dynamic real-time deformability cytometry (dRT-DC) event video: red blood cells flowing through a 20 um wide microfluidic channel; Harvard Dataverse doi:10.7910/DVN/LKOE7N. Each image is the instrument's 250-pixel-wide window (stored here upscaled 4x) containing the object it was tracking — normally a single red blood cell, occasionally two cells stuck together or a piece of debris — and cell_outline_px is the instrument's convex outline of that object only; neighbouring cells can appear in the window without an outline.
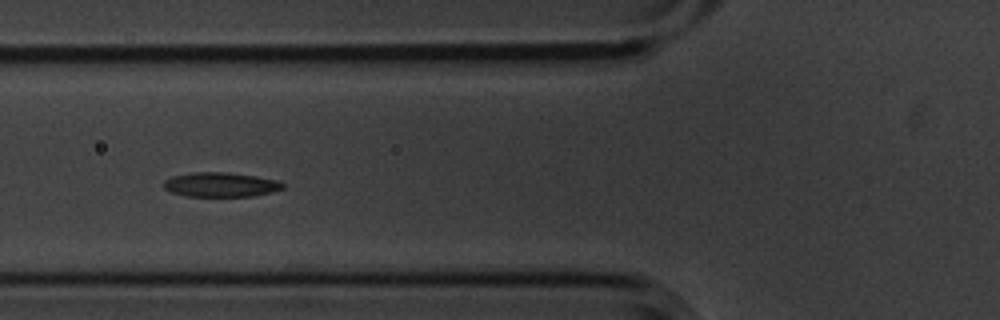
{"species": "common noctule bat (a hibernating species)", "species_latin": "Nyctalus noctula", "temperature_condition": "cold", "stored_images_in_passage": 8, "camera_frame_rate_fps": 3000, "um_per_image_px": 0.085, "animal": {"sex": "male", "body_mass_g": 20.1, "forearm_length_mm": 53.5}, "frame": {"image": 1, "passage_image": 6, "time_ms": 1.667, "image_size_px": [1000, 320], "cell_outline_px": [[284, 188], [272, 192], [252, 196], [184, 196], [172, 192], [164, 188], [164, 180], [172, 176], [192, 172], [228, 172], [256, 176], [276, 180], [284, 184]], "centroid_in_image_um": [18.75, 15.69], "position_along_channel_um": 107.1, "area_um2": 16.99}}
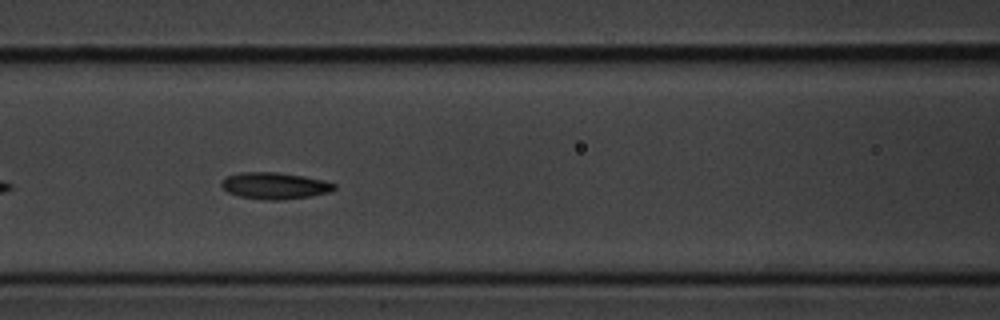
{"frame": {"image": 2, "passage_image": 7, "time_ms": 2.0, "image_size_px": [1000, 320], "cell_outline_px": [[336, 188], [328, 192], [308, 196], [280, 200], [260, 200], [240, 196], [228, 192], [220, 184], [220, 180], [224, 176], [240, 172], [276, 172], [304, 176], [324, 180], [336, 184]], "centroid_in_image_um": [23.3, 15.77], "position_along_channel_um": 143.3, "area_um2": 17.57}}
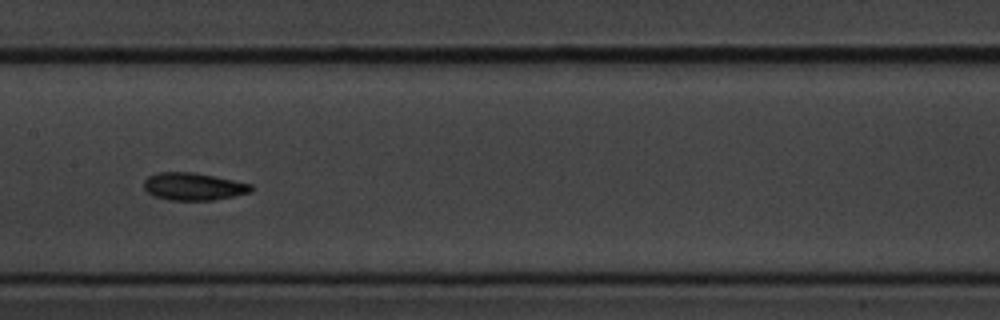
{"frame": {"image": 3, "passage_image": 8, "time_ms": 2.333, "image_size_px": [1000, 320], "cell_outline_px": [[252, 188], [248, 192], [232, 196], [212, 200], [168, 200], [152, 196], [144, 188], [144, 180], [148, 176], [156, 172], [192, 172], [252, 184]], "centroid_in_image_um": [16.36, 15.85], "position_along_channel_um": 191.0, "area_um2": 16.99}}